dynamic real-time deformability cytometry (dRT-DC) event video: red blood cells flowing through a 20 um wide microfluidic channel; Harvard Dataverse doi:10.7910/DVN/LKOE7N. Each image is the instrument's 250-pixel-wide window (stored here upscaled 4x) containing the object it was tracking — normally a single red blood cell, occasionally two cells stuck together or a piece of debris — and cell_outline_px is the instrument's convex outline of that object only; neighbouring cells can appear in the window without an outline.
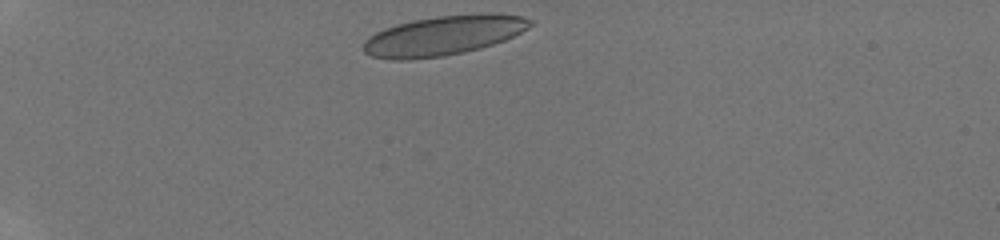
{"species": "human", "species_latin": "Homo sapiens", "temperature_condition": "room temperature", "stored_images_in_passage": 34, "camera_frame_rate_fps": 3000, "um_per_image_px": 0.085, "donor": {"sex": "male"}, "frame": {"image": 1, "passage_image": 1, "time_ms": 0.0, "image_size_px": [1000, 240], "cell_outline_px": [[536, 20], [528, 28], [504, 40], [480, 48], [464, 52], [444, 56], [408, 60], [392, 60], [372, 56], [364, 52], [360, 48], [364, 40], [368, 36], [384, 28], [396, 24], [412, 20], [436, 16], [480, 12], [492, 12], [524, 16]], "centroid_in_image_um": [37.69, 3.0], "position_along_channel_um": 47.3, "area_um2": 39.19}}
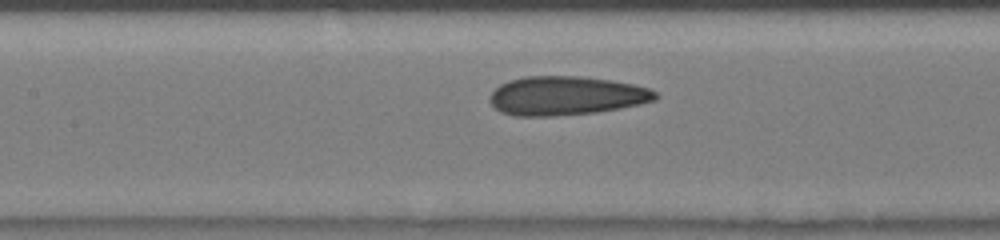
{"frame": {"image": 2, "passage_image": 13, "time_ms": 4.0, "image_size_px": [1000, 240], "cell_outline_px": [[660, 96], [656, 100], [640, 104], [596, 112], [552, 116], [516, 116], [500, 112], [488, 100], [488, 96], [500, 84], [508, 80], [524, 76], [580, 76], [612, 80], [632, 84], [648, 88], [656, 92]], "centroid_in_image_um": [48.1, 8.13], "position_along_channel_um": 159.3, "area_um2": 37.69}}
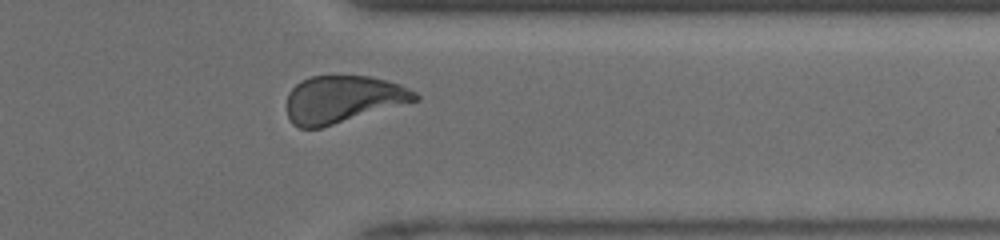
{"frame": {"image": 3, "passage_image": 29, "time_ms": 9.333, "image_size_px": [1000, 240], "cell_outline_px": [[420, 100], [320, 128], [300, 128], [292, 124], [288, 116], [288, 92], [300, 80], [312, 76], [368, 76], [388, 80], [400, 84], [416, 92], [420, 96]], "centroid_in_image_um": [29.16, 8.43], "position_along_channel_um": 382.2, "area_um2": 35.37}, "authors_computed_cell_mechanics": {"area_um2": 36.992, "velocity_mm_per_s": 4.1845, "shape_relaxation_time_tau1_ms": 7.0891, "shape_relaxation_time_tau2_ms": 1.004, "deformation_change_tau1": 0.1943, "deformation_change_tau2": 0.0598}}